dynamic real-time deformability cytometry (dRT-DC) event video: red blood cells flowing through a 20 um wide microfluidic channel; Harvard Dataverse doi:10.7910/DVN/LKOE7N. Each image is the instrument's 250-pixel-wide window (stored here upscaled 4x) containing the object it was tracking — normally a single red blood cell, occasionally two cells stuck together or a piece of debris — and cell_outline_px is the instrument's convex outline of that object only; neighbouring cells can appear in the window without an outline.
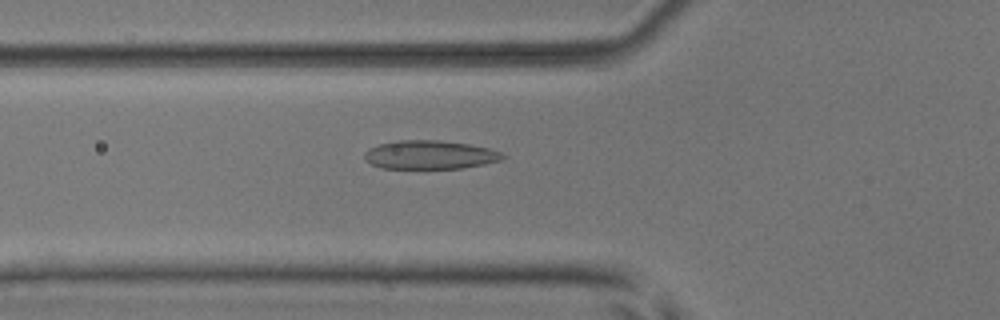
{"species": "common noctule bat (a hibernating species)", "species_latin": "Nyctalus noctula", "temperature_condition": "room temperature", "stored_images_in_passage": 36, "camera_frame_rate_fps": 3000, "um_per_image_px": 0.085, "animal": {"sex": "male", "body_mass_g": 17.9, "forearm_length_mm": 54.2}, "frame": {"image": 1, "passage_image": 17, "time_ms": 5.333, "image_size_px": [1000, 320], "cell_outline_px": [[508, 156], [500, 160], [484, 164], [460, 168], [380, 168], [372, 164], [364, 156], [364, 152], [368, 148], [380, 144], [400, 140], [436, 140], [468, 144], [488, 148], [500, 152]], "centroid_in_image_um": [36.54, 13.16], "position_along_channel_um": 89.3, "area_um2": 22.83}}
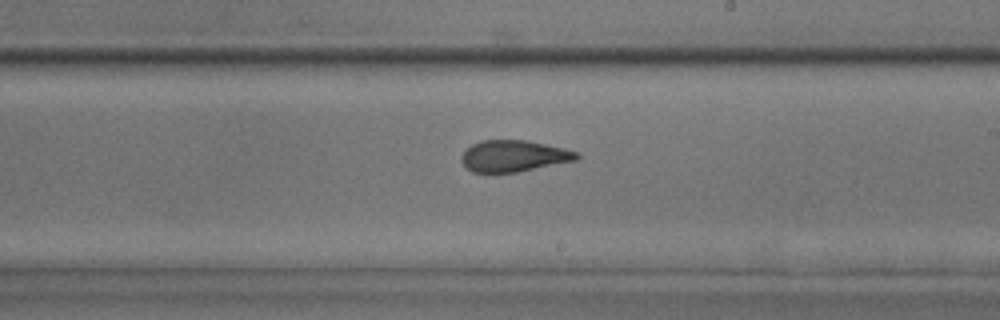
{"frame": {"image": 2, "passage_image": 29, "time_ms": 9.333, "image_size_px": [1000, 320], "cell_outline_px": [[580, 156], [576, 160], [520, 172], [472, 172], [460, 160], [460, 156], [472, 144], [480, 140], [528, 140], [564, 148], [580, 152]], "centroid_in_image_um": [43.7, 13.25], "position_along_channel_um": 245.3, "area_um2": 21.21}}
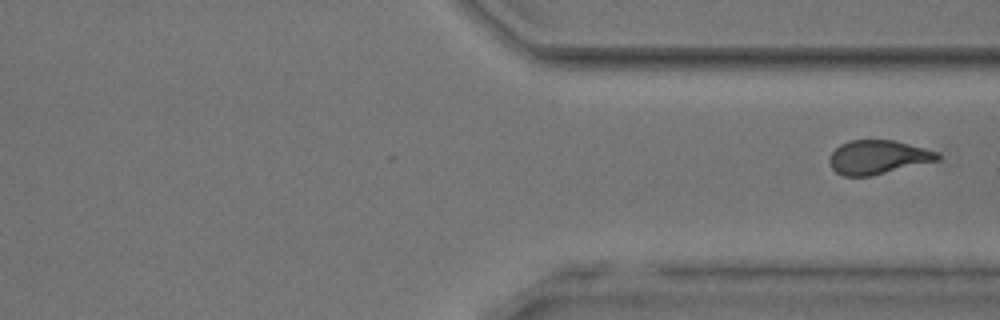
{"frame": {"image": 3, "passage_image": 36, "time_ms": 11.667, "image_size_px": [1000, 320], "cell_outline_px": [[940, 160], [872, 176], [844, 176], [836, 172], [828, 164], [828, 156], [840, 144], [852, 140], [892, 140], [940, 152]], "centroid_in_image_um": [74.61, 13.37], "position_along_channel_um": 336.8, "area_um2": 21.5}}